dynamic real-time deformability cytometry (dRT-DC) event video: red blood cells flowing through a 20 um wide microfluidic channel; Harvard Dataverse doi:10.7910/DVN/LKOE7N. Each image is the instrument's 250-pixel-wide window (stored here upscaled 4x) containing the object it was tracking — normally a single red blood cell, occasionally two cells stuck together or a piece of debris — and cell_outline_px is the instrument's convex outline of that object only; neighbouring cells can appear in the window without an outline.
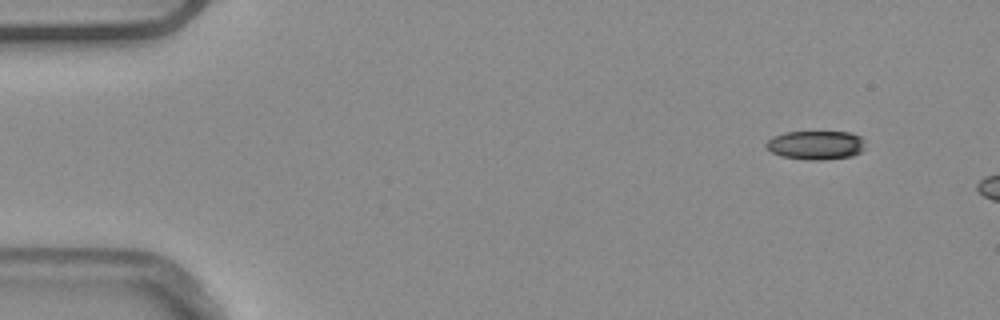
{"species": "common noctule bat (a hibernating species)", "species_latin": "Nyctalus noctula", "temperature_condition": "warm", "stored_images_in_passage": 3, "camera_frame_rate_fps": 3000, "um_per_image_px": 0.085, "animal": {"sex": "male", "body_mass_g": 20.4}, "frame": {"image": 1, "passage_image": 1, "time_ms": 0.0, "image_size_px": [1000, 320], "cell_outline_px": [[864, 148], [860, 152], [852, 156], [820, 160], [808, 160], [780, 156], [772, 152], [764, 144], [772, 136], [784, 132], [852, 132], [860, 136]], "centroid_in_image_um": [69.31, 12.33], "position_along_channel_um": 15.7, "area_um2": 16.65}}